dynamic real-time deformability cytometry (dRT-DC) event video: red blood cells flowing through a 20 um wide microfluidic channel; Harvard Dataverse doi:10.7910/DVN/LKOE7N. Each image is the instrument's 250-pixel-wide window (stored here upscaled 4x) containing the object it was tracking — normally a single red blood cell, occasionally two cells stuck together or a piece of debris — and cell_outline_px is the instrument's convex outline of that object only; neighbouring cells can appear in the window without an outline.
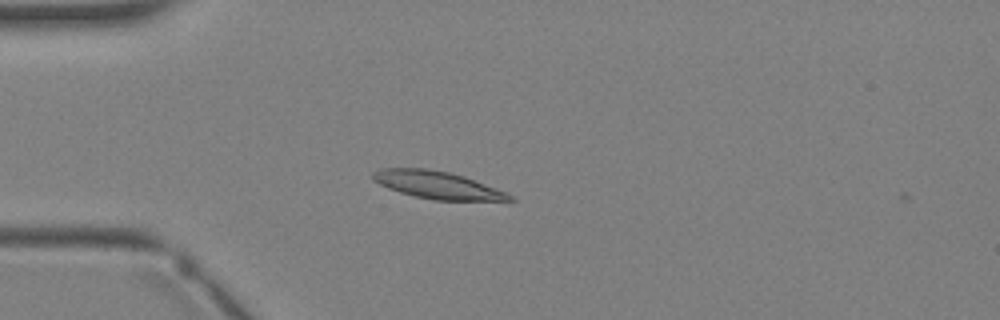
{"species": "Egyptian fruit bat (a non-hibernating species)", "species_latin": "Rousettus aegyptiacus", "temperature_condition": "warm", "stored_images_in_passage": 2, "camera_frame_rate_fps": 3000, "um_per_image_px": 0.085, "animal": {"sex": "female"}, "frame": {"image": 1, "passage_image": 2, "time_ms": 1.0, "image_size_px": [1000, 320], "cell_outline_px": [[516, 200], [432, 200], [400, 192], [388, 188], [372, 180], [372, 172], [380, 168], [428, 168], [448, 172], [464, 176], [496, 188], [512, 196]], "centroid_in_image_um": [37.12, 15.71], "position_along_channel_um": 47.9, "area_um2": 21.68}}